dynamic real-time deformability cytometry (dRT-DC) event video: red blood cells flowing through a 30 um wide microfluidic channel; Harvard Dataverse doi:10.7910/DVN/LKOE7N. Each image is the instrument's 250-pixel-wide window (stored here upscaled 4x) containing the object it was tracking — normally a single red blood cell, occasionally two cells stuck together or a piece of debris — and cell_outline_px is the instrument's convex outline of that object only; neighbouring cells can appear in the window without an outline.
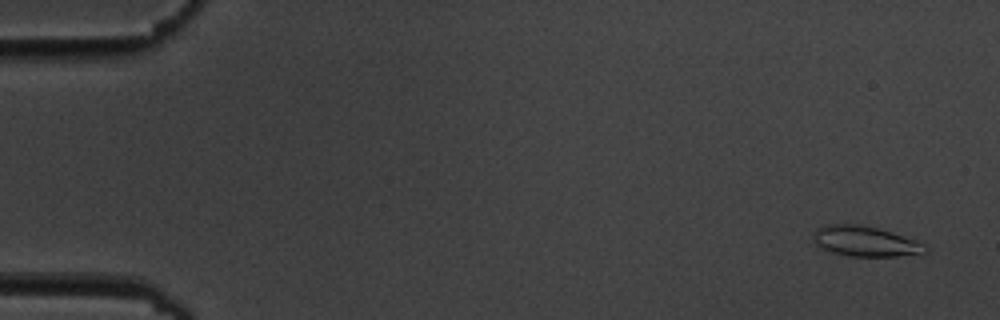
{"species": "common noctule bat (a hibernating species)", "species_latin": "Nyctalus noctula", "temperature_condition": "cold", "stored_images_in_passage": 5, "camera_frame_rate_fps": 3000, "um_per_image_px": 0.085, "animal": {"sex": "male", "body_mass_g": 19.5, "forearm_length_mm": 54.6}, "frame": {"image": 1, "passage_image": 1, "time_ms": 0.0, "image_size_px": [1000, 320], "cell_outline_px": [[928, 252], [920, 256], [848, 256], [832, 252], [820, 248], [816, 244], [812, 232], [816, 228], [824, 224], [856, 224], [876, 228], [916, 240], [924, 244], [928, 248]], "centroid_in_image_um": [73.57, 20.53], "position_along_channel_um": 11.4, "area_um2": 20.0}}
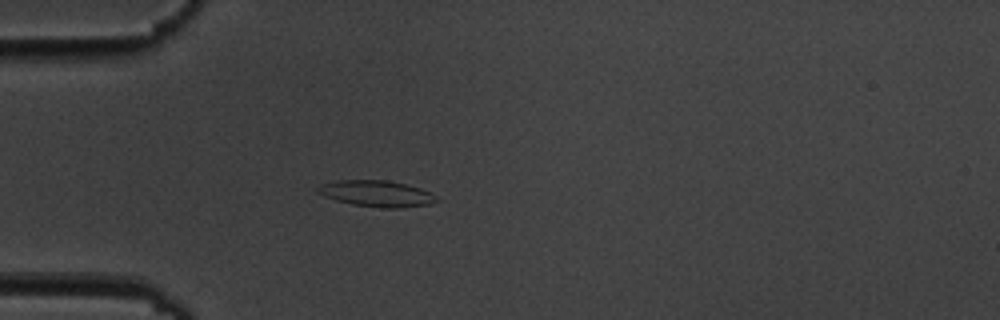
{"frame": {"image": 2, "passage_image": 5, "time_ms": 4.667, "image_size_px": [1000, 320], "cell_outline_px": [[440, 200], [432, 204], [400, 208], [380, 208], [352, 204], [336, 200], [324, 196], [316, 192], [316, 188], [320, 184], [336, 180], [388, 180], [408, 184], [420, 188], [436, 196]], "centroid_in_image_um": [32.01, 16.45], "position_along_channel_um": 53.0, "area_um2": 18.38}}